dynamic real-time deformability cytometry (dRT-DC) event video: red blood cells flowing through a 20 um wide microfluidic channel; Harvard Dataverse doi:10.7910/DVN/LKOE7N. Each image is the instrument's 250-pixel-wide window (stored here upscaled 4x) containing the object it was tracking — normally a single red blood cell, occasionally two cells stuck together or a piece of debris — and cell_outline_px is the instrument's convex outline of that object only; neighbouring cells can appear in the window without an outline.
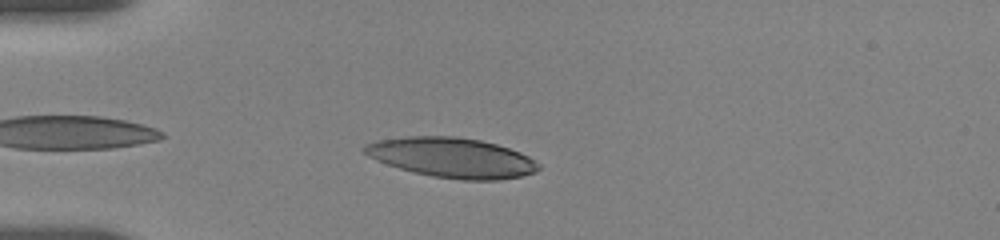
{"species": "human", "species_latin": "Homo sapiens", "temperature_condition": "room temperature", "stored_images_in_passage": 48, "camera_frame_rate_fps": 3000, "um_per_image_px": 0.085, "donor": {"sex": "female"}, "frame": {"image": 1, "passage_image": 5, "time_ms": 1.0, "image_size_px": [1000, 240], "cell_outline_px": [[540, 168], [536, 172], [520, 176], [500, 180], [464, 180], [432, 176], [412, 172], [376, 160], [368, 156], [360, 148], [364, 144], [376, 140], [404, 136], [456, 136], [480, 140], [496, 144], [520, 152], [528, 156], [540, 164]], "centroid_in_image_um": [38.39, 13.39], "position_along_channel_um": 46.6, "area_um2": 40.63}}
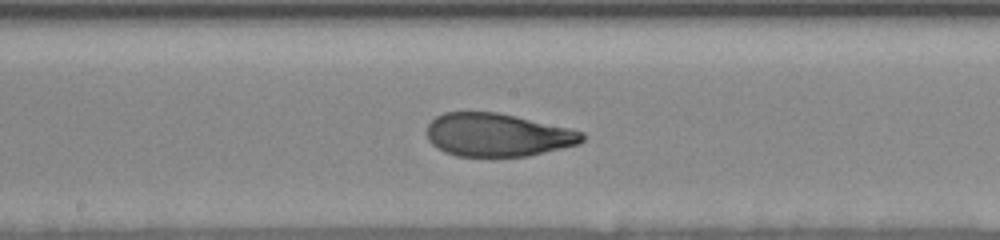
{"frame": {"image": 2, "passage_image": 23, "time_ms": 6.0, "image_size_px": [1000, 240], "cell_outline_px": [[584, 140], [580, 144], [528, 156], [456, 156], [444, 152], [436, 148], [428, 140], [428, 124], [436, 116], [444, 112], [496, 112], [516, 116], [572, 128], [584, 132]], "centroid_in_image_um": [42.31, 11.47], "position_along_channel_um": 205.9, "area_um2": 39.25}}
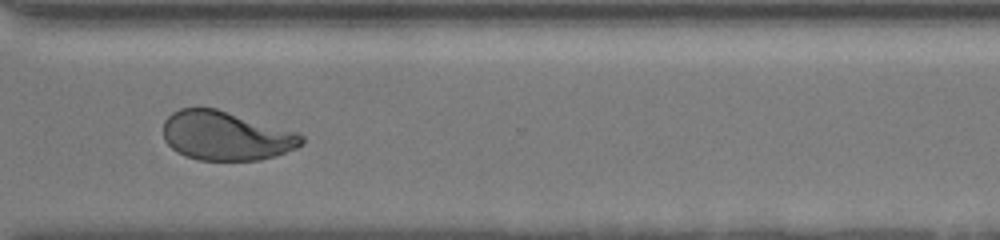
{"frame": {"image": 3, "passage_image": 40, "time_ms": 10.0, "image_size_px": [1000, 240], "cell_outline_px": [[304, 144], [296, 148], [260, 160], [200, 160], [184, 156], [176, 152], [164, 140], [164, 120], [172, 112], [180, 108], [216, 108], [296, 132], [304, 136]], "centroid_in_image_um": [19.18, 11.54], "position_along_channel_um": 351.4, "area_um2": 39.42}, "authors_computed_cell_mechanics": {"area_um2": 40.1999, "velocity_mm_per_s": 3.6445, "shape_relaxation_time_tau1_ms": 4.6706, "shape_relaxation_time_tau2_ms": 1.2847, "deformation_change_tau1": 0.2114, "deformation_change_tau2": 0.0768}}